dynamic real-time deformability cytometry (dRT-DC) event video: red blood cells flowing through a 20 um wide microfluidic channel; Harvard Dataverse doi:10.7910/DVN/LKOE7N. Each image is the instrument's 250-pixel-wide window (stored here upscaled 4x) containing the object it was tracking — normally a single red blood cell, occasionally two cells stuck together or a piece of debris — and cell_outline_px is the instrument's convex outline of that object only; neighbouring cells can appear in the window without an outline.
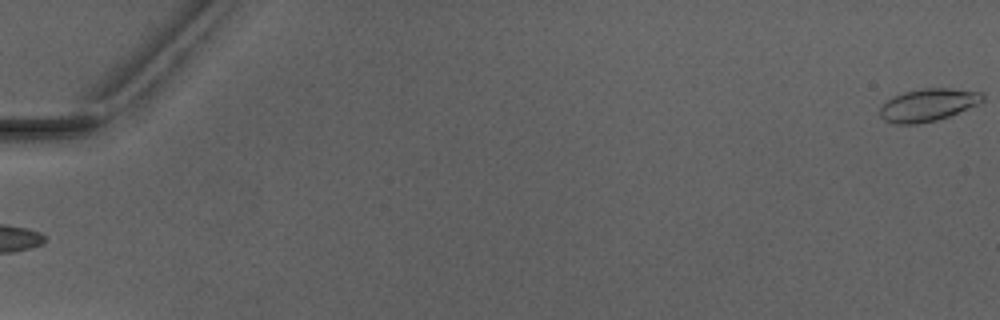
{"species": "Egyptian fruit bat (a non-hibernating species)", "species_latin": "Rousettus aegyptiacus", "temperature_condition": "warm", "stored_images_in_passage": 5, "camera_frame_rate_fps": 3000, "um_per_image_px": 0.085, "animal": {"sex": "male"}, "frame": {"image": 1, "passage_image": 5, "time_ms": 5.333, "image_size_px": [1000, 320], "cell_outline_px": [[984, 100], [976, 104], [948, 116], [936, 120], [916, 124], [892, 124], [884, 120], [880, 116], [880, 108], [892, 96], [904, 92], [924, 88], [948, 88], [984, 92]], "centroid_in_image_um": [78.86, 8.91], "position_along_channel_um": 6.1, "area_um2": 19.31}}